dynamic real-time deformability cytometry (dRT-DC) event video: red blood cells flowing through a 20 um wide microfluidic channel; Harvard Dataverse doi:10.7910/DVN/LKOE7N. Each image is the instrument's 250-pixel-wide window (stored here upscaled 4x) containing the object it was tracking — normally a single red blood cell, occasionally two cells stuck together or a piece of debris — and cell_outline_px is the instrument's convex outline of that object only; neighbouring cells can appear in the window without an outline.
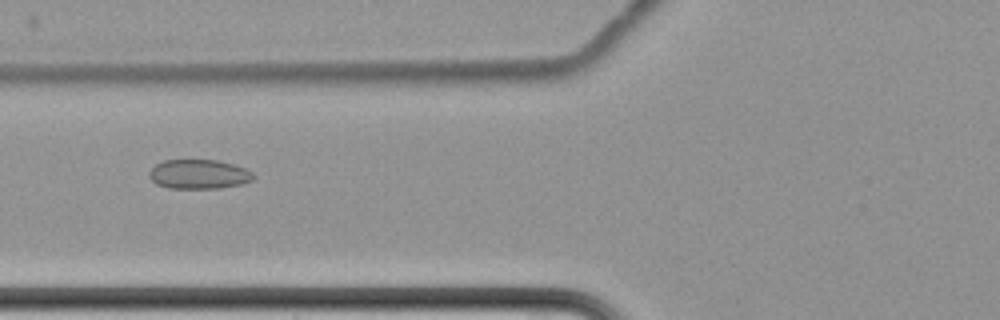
{"species": "common noctule bat (a hibernating species)", "species_latin": "Nyctalus noctula", "temperature_condition": "cold", "stored_images_in_passage": 9, "camera_frame_rate_fps": 3000, "um_per_image_px": 0.085, "animal": {"sex": "female", "body_mass_g": 22.7, "forearm_length_mm": 54.2}, "frame": {"image": 1, "passage_image": 7, "time_ms": 7.333, "image_size_px": [1000, 320], "cell_outline_px": [[256, 176], [252, 180], [244, 184], [220, 188], [168, 188], [156, 184], [148, 176], [148, 172], [156, 164], [164, 160], [216, 160], [232, 164], [244, 168], [252, 172]], "centroid_in_image_um": [16.9, 14.81], "position_along_channel_um": 108.9, "area_um2": 17.92}}
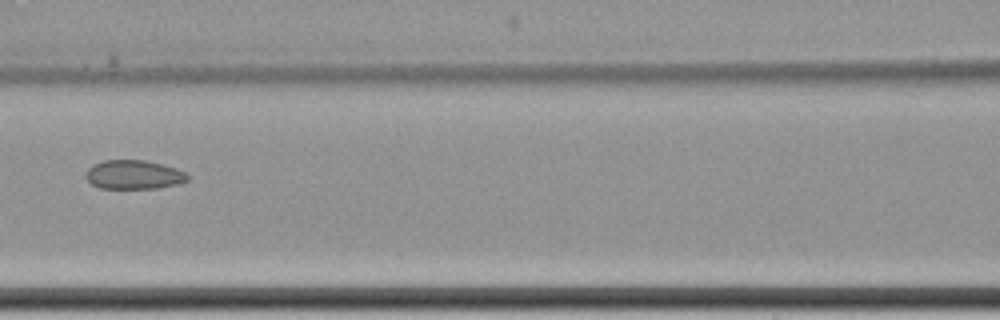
{"frame": {"image": 2, "passage_image": 8, "time_ms": 8.667, "image_size_px": [1000, 320], "cell_outline_px": [[188, 180], [180, 184], [156, 188], [100, 188], [92, 184], [84, 176], [88, 168], [92, 164], [104, 160], [144, 160], [176, 168], [184, 172], [188, 176]], "centroid_in_image_um": [11.35, 14.85], "position_along_channel_um": 155.3, "area_um2": 17.17}}
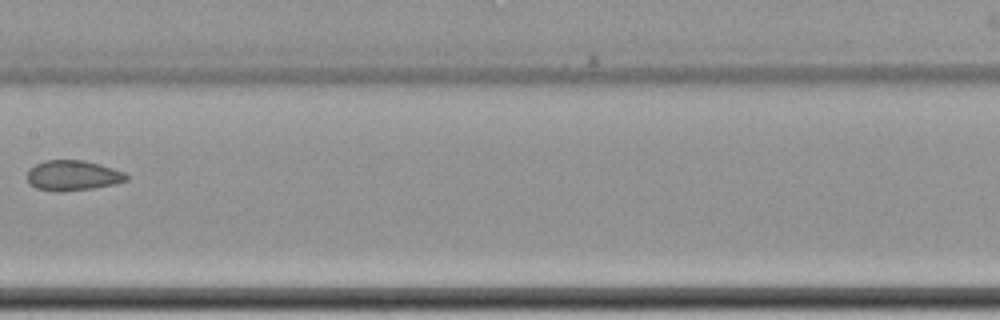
{"frame": {"image": 3, "passage_image": 9, "time_ms": 10.0, "image_size_px": [1000, 320], "cell_outline_px": [[128, 180], [116, 184], [92, 188], [36, 188], [28, 180], [28, 168], [44, 160], [84, 160], [100, 164], [124, 172], [128, 176]], "centroid_in_image_um": [6.25, 14.85], "position_along_channel_um": 201.2, "area_um2": 16.65}}